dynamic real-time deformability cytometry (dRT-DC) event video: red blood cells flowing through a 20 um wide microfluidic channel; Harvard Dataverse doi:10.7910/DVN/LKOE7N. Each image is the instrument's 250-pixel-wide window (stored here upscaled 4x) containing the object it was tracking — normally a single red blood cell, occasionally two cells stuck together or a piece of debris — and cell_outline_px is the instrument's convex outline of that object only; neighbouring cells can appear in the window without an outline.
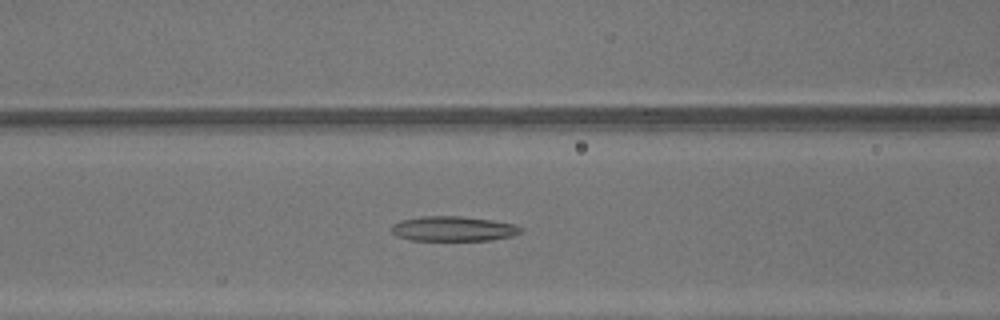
{"species": "common noctule bat (a hibernating species)", "species_latin": "Nyctalus noctula", "temperature_condition": "warm", "stored_images_in_passage": 32, "camera_frame_rate_fps": 3000, "um_per_image_px": 0.085, "animal": {"sex": "male", "body_mass_g": 13.3}, "frame": {"image": 1, "passage_image": 14, "time_ms": 4.333, "image_size_px": [1000, 320], "cell_outline_px": [[524, 232], [512, 236], [492, 240], [412, 240], [396, 236], [392, 232], [392, 224], [400, 220], [420, 216], [460, 216], [492, 220], [516, 224]], "centroid_in_image_um": [38.53, 19.44], "position_along_channel_um": 128.1, "area_um2": 18.84}}
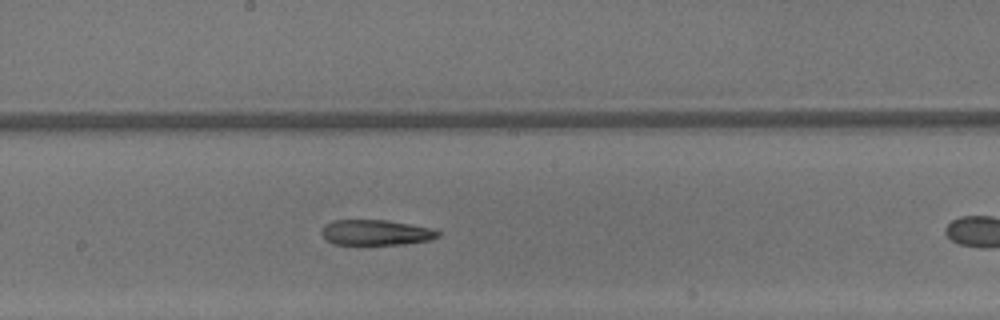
{"frame": {"image": 2, "passage_image": 20, "time_ms": 6.333, "image_size_px": [1000, 320], "cell_outline_px": [[440, 236], [428, 240], [404, 244], [332, 244], [324, 240], [320, 232], [332, 220], [388, 220], [432, 228], [440, 232]], "centroid_in_image_um": [31.94, 19.76], "position_along_channel_um": 216.3, "area_um2": 17.22}}
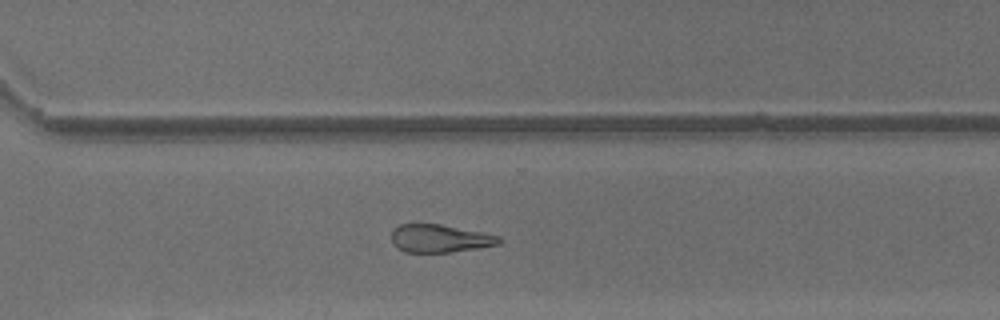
{"frame": {"image": 3, "passage_image": 28, "time_ms": 9.0, "image_size_px": [1000, 320], "cell_outline_px": [[504, 240], [500, 244], [480, 248], [448, 252], [404, 252], [396, 248], [392, 244], [392, 232], [400, 224], [440, 224], [500, 236]], "centroid_in_image_um": [37.4, 20.28], "position_along_channel_um": 333.2, "area_um2": 17.51}}